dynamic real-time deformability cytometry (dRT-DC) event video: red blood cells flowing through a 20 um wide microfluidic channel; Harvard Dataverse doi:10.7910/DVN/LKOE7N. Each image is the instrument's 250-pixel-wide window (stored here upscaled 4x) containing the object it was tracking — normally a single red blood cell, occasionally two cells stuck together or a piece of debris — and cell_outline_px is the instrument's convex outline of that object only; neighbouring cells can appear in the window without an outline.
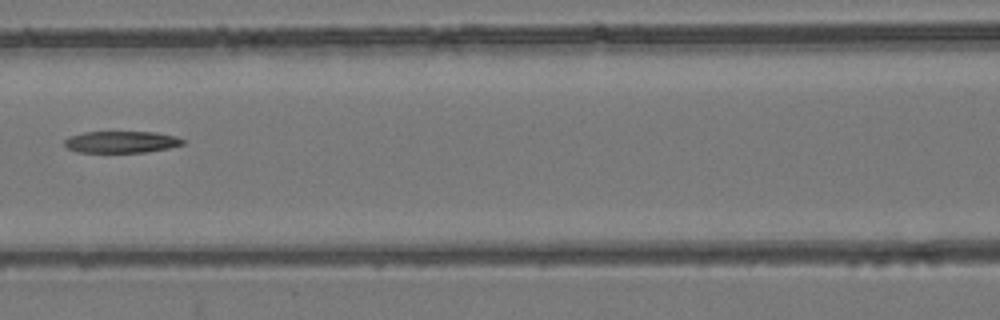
{"species": "common noctule bat (a hibernating species)", "species_latin": "Nyctalus noctula", "temperature_condition": "room temperature", "stored_images_in_passage": 9, "camera_frame_rate_fps": 3000, "um_per_image_px": 0.085, "animal": {"sex": "female", "body_mass_g": 24.6, "forearm_length_mm": 56.2}, "frame": {"image": 1, "passage_image": 7, "time_ms": 2.0, "image_size_px": [1000, 320], "cell_outline_px": [[184, 144], [168, 148], [148, 152], [76, 152], [68, 148], [64, 144], [64, 140], [68, 136], [84, 132], [156, 132], [176, 136], [184, 140]], "centroid_in_image_um": [10.3, 12.06], "position_along_channel_um": 156.3, "area_um2": 15.03}}
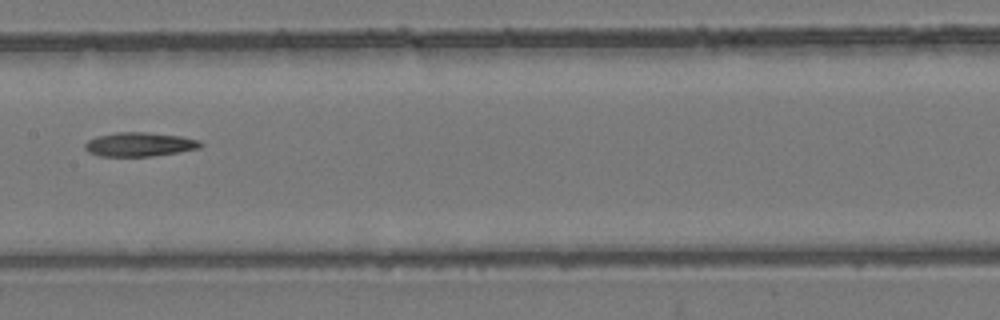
{"frame": {"image": 2, "passage_image": 8, "time_ms": 2.333, "image_size_px": [1000, 320], "cell_outline_px": [[204, 144], [200, 148], [180, 152], [152, 156], [100, 156], [88, 152], [84, 148], [84, 144], [88, 140], [96, 136], [116, 132], [148, 132], [180, 136], [200, 140]], "centroid_in_image_um": [11.87, 12.27], "position_along_channel_um": 195.5, "area_um2": 16.36}}
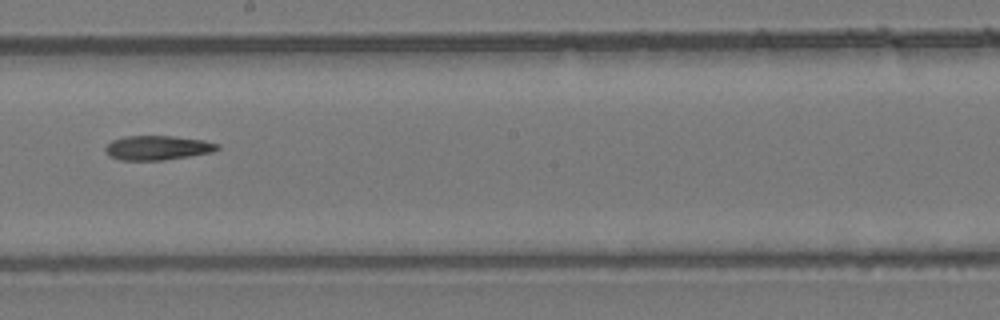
{"frame": {"image": 3, "passage_image": 9, "time_ms": 2.667, "image_size_px": [1000, 320], "cell_outline_px": [[220, 148], [212, 152], [164, 160], [120, 160], [108, 156], [104, 148], [112, 140], [124, 136], [172, 136], [204, 140], [220, 144]], "centroid_in_image_um": [13.38, 12.56], "position_along_channel_um": 234.8, "area_um2": 15.95}}